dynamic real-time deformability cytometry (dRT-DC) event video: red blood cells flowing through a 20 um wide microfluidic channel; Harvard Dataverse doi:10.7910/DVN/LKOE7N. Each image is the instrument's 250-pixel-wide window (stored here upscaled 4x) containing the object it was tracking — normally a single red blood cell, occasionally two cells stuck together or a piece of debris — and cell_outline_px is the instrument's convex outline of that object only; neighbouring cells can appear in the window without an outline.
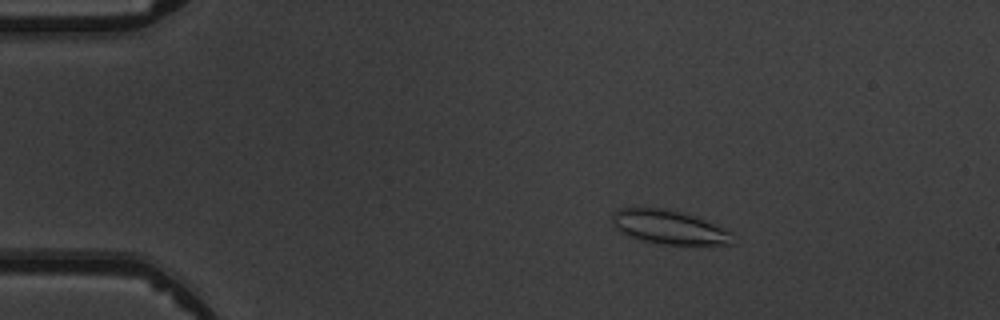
{"species": "common noctule bat (a hibernating species)", "species_latin": "Nyctalus noctula", "temperature_condition": "warm", "stored_images_in_passage": 4, "camera_frame_rate_fps": 3000, "um_per_image_px": 0.085, "animal": {"sex": "male", "body_mass_g": 19.5, "forearm_length_mm": 54.6}, "frame": {"image": 1, "passage_image": 2, "time_ms": 1.333, "image_size_px": [1000, 320], "cell_outline_px": [[732, 244], [664, 244], [644, 240], [628, 236], [620, 232], [612, 224], [612, 216], [620, 208], [668, 208], [704, 220], [724, 228], [732, 232]], "centroid_in_image_um": [56.84, 19.3], "position_along_channel_um": 28.2, "area_um2": 23.35}}
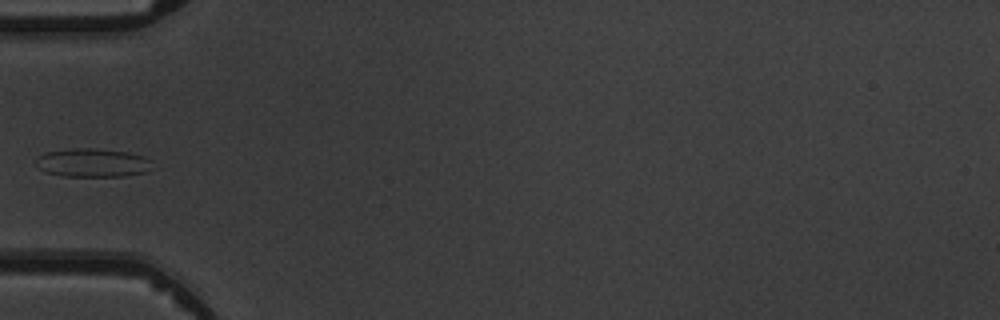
{"frame": {"image": 2, "passage_image": 4, "time_ms": 4.333, "image_size_px": [1000, 320], "cell_outline_px": [[152, 160], [144, 172], [124, 176], [60, 176], [48, 172], [40, 168], [36, 164], [36, 160], [44, 152], [72, 148], [92, 148], [128, 152], [144, 156]], "centroid_in_image_um": [7.84, 13.82], "position_along_channel_um": 77.2, "area_um2": 19.13}}